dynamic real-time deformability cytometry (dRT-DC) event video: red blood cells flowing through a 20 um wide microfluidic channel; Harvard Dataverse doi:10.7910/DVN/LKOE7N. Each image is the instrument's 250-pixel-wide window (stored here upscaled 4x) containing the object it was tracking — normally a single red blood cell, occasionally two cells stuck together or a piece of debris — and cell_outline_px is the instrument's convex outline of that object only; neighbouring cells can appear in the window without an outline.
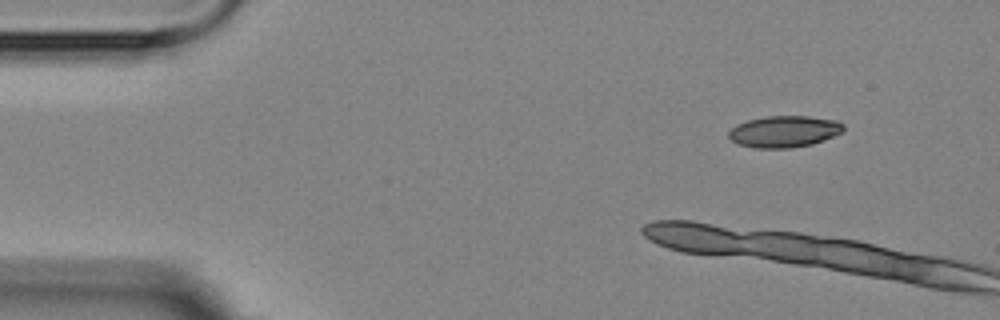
{"species": "Egyptian fruit bat (a non-hibernating species)", "species_latin": "Rousettus aegyptiacus", "temperature_condition": "room temperature", "stored_images_in_passage": 6, "camera_frame_rate_fps": 3000, "um_per_image_px": 0.085, "animal": {"sex": "female"}, "frame": {"image": 1, "passage_image": 1, "time_ms": 0.0, "image_size_px": [1000, 320], "cell_outline_px": [[844, 132], [824, 140], [812, 144], [792, 148], [756, 148], [736, 144], [728, 136], [728, 132], [736, 124], [748, 120], [768, 116], [808, 116], [836, 120], [844, 124]], "centroid_in_image_um": [66.67, 11.18], "position_along_channel_um": 18.3, "area_um2": 21.27}}